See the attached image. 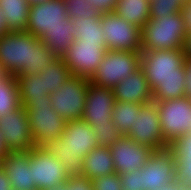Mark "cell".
<instances>
[{"instance_id":"7","label":"cell","mask_w":191,"mask_h":190,"mask_svg":"<svg viewBox=\"0 0 191 190\" xmlns=\"http://www.w3.org/2000/svg\"><path fill=\"white\" fill-rule=\"evenodd\" d=\"M165 144L169 147L183 134L191 133V97L155 101Z\"/></svg>"},{"instance_id":"11","label":"cell","mask_w":191,"mask_h":190,"mask_svg":"<svg viewBox=\"0 0 191 190\" xmlns=\"http://www.w3.org/2000/svg\"><path fill=\"white\" fill-rule=\"evenodd\" d=\"M126 136L139 142L141 145L150 147L154 151L169 148L163 139L162 127L155 101L143 105L139 114L135 116L133 129Z\"/></svg>"},{"instance_id":"48","label":"cell","mask_w":191,"mask_h":190,"mask_svg":"<svg viewBox=\"0 0 191 190\" xmlns=\"http://www.w3.org/2000/svg\"><path fill=\"white\" fill-rule=\"evenodd\" d=\"M2 167V158H0V169Z\"/></svg>"},{"instance_id":"29","label":"cell","mask_w":191,"mask_h":190,"mask_svg":"<svg viewBox=\"0 0 191 190\" xmlns=\"http://www.w3.org/2000/svg\"><path fill=\"white\" fill-rule=\"evenodd\" d=\"M186 0H150V19H161L181 12Z\"/></svg>"},{"instance_id":"36","label":"cell","mask_w":191,"mask_h":190,"mask_svg":"<svg viewBox=\"0 0 191 190\" xmlns=\"http://www.w3.org/2000/svg\"><path fill=\"white\" fill-rule=\"evenodd\" d=\"M65 190H93L92 180L83 175L69 176Z\"/></svg>"},{"instance_id":"12","label":"cell","mask_w":191,"mask_h":190,"mask_svg":"<svg viewBox=\"0 0 191 190\" xmlns=\"http://www.w3.org/2000/svg\"><path fill=\"white\" fill-rule=\"evenodd\" d=\"M139 172L141 190H156L176 181V158L169 148L154 151Z\"/></svg>"},{"instance_id":"44","label":"cell","mask_w":191,"mask_h":190,"mask_svg":"<svg viewBox=\"0 0 191 190\" xmlns=\"http://www.w3.org/2000/svg\"><path fill=\"white\" fill-rule=\"evenodd\" d=\"M9 152L10 151L6 147L3 136L0 131V158L3 159Z\"/></svg>"},{"instance_id":"32","label":"cell","mask_w":191,"mask_h":190,"mask_svg":"<svg viewBox=\"0 0 191 190\" xmlns=\"http://www.w3.org/2000/svg\"><path fill=\"white\" fill-rule=\"evenodd\" d=\"M169 149L176 160H191V133L183 134Z\"/></svg>"},{"instance_id":"28","label":"cell","mask_w":191,"mask_h":190,"mask_svg":"<svg viewBox=\"0 0 191 190\" xmlns=\"http://www.w3.org/2000/svg\"><path fill=\"white\" fill-rule=\"evenodd\" d=\"M20 105L16 76L8 74L0 81V117L11 113Z\"/></svg>"},{"instance_id":"16","label":"cell","mask_w":191,"mask_h":190,"mask_svg":"<svg viewBox=\"0 0 191 190\" xmlns=\"http://www.w3.org/2000/svg\"><path fill=\"white\" fill-rule=\"evenodd\" d=\"M115 173L134 172L148 161L153 149L124 135L110 147Z\"/></svg>"},{"instance_id":"24","label":"cell","mask_w":191,"mask_h":190,"mask_svg":"<svg viewBox=\"0 0 191 190\" xmlns=\"http://www.w3.org/2000/svg\"><path fill=\"white\" fill-rule=\"evenodd\" d=\"M71 21L74 26L75 40L82 43H100L107 50L100 18H74Z\"/></svg>"},{"instance_id":"38","label":"cell","mask_w":191,"mask_h":190,"mask_svg":"<svg viewBox=\"0 0 191 190\" xmlns=\"http://www.w3.org/2000/svg\"><path fill=\"white\" fill-rule=\"evenodd\" d=\"M185 66V86L186 96L191 97V59L187 58L184 61Z\"/></svg>"},{"instance_id":"8","label":"cell","mask_w":191,"mask_h":190,"mask_svg":"<svg viewBox=\"0 0 191 190\" xmlns=\"http://www.w3.org/2000/svg\"><path fill=\"white\" fill-rule=\"evenodd\" d=\"M89 83L88 78L72 75L50 95L52 109L66 122L82 119Z\"/></svg>"},{"instance_id":"2","label":"cell","mask_w":191,"mask_h":190,"mask_svg":"<svg viewBox=\"0 0 191 190\" xmlns=\"http://www.w3.org/2000/svg\"><path fill=\"white\" fill-rule=\"evenodd\" d=\"M58 56L27 31H9L0 38V66L7 74H41Z\"/></svg>"},{"instance_id":"37","label":"cell","mask_w":191,"mask_h":190,"mask_svg":"<svg viewBox=\"0 0 191 190\" xmlns=\"http://www.w3.org/2000/svg\"><path fill=\"white\" fill-rule=\"evenodd\" d=\"M94 8L102 14L107 12H114L117 0H87Z\"/></svg>"},{"instance_id":"5","label":"cell","mask_w":191,"mask_h":190,"mask_svg":"<svg viewBox=\"0 0 191 190\" xmlns=\"http://www.w3.org/2000/svg\"><path fill=\"white\" fill-rule=\"evenodd\" d=\"M27 112L35 146L46 147L62 137L66 120L52 109L51 96L46 101H20Z\"/></svg>"},{"instance_id":"3","label":"cell","mask_w":191,"mask_h":190,"mask_svg":"<svg viewBox=\"0 0 191 190\" xmlns=\"http://www.w3.org/2000/svg\"><path fill=\"white\" fill-rule=\"evenodd\" d=\"M95 131L83 119L66 122L62 137L46 147L61 161L70 175H81L84 157L99 144Z\"/></svg>"},{"instance_id":"43","label":"cell","mask_w":191,"mask_h":190,"mask_svg":"<svg viewBox=\"0 0 191 190\" xmlns=\"http://www.w3.org/2000/svg\"><path fill=\"white\" fill-rule=\"evenodd\" d=\"M156 190H186L185 187L179 184V182L174 181L173 183L160 187Z\"/></svg>"},{"instance_id":"34","label":"cell","mask_w":191,"mask_h":190,"mask_svg":"<svg viewBox=\"0 0 191 190\" xmlns=\"http://www.w3.org/2000/svg\"><path fill=\"white\" fill-rule=\"evenodd\" d=\"M176 181L185 189L191 188V160H176Z\"/></svg>"},{"instance_id":"39","label":"cell","mask_w":191,"mask_h":190,"mask_svg":"<svg viewBox=\"0 0 191 190\" xmlns=\"http://www.w3.org/2000/svg\"><path fill=\"white\" fill-rule=\"evenodd\" d=\"M187 32L191 30V0L186 1L181 10Z\"/></svg>"},{"instance_id":"9","label":"cell","mask_w":191,"mask_h":190,"mask_svg":"<svg viewBox=\"0 0 191 190\" xmlns=\"http://www.w3.org/2000/svg\"><path fill=\"white\" fill-rule=\"evenodd\" d=\"M102 34L107 50L141 52V29L115 12L101 14Z\"/></svg>"},{"instance_id":"13","label":"cell","mask_w":191,"mask_h":190,"mask_svg":"<svg viewBox=\"0 0 191 190\" xmlns=\"http://www.w3.org/2000/svg\"><path fill=\"white\" fill-rule=\"evenodd\" d=\"M106 49L100 43H82L74 40L62 59L71 75L90 78L105 55Z\"/></svg>"},{"instance_id":"31","label":"cell","mask_w":191,"mask_h":190,"mask_svg":"<svg viewBox=\"0 0 191 190\" xmlns=\"http://www.w3.org/2000/svg\"><path fill=\"white\" fill-rule=\"evenodd\" d=\"M95 131L96 141L99 146L110 148L114 145L121 137L124 135L116 128L113 121L109 123L108 126H98L95 125L92 127Z\"/></svg>"},{"instance_id":"17","label":"cell","mask_w":191,"mask_h":190,"mask_svg":"<svg viewBox=\"0 0 191 190\" xmlns=\"http://www.w3.org/2000/svg\"><path fill=\"white\" fill-rule=\"evenodd\" d=\"M115 96L112 89L89 83L82 119L91 127L108 126L112 121Z\"/></svg>"},{"instance_id":"15","label":"cell","mask_w":191,"mask_h":190,"mask_svg":"<svg viewBox=\"0 0 191 190\" xmlns=\"http://www.w3.org/2000/svg\"><path fill=\"white\" fill-rule=\"evenodd\" d=\"M69 20L65 1L49 0L30 6L25 31L40 39L49 29L64 26Z\"/></svg>"},{"instance_id":"45","label":"cell","mask_w":191,"mask_h":190,"mask_svg":"<svg viewBox=\"0 0 191 190\" xmlns=\"http://www.w3.org/2000/svg\"><path fill=\"white\" fill-rule=\"evenodd\" d=\"M27 1H28L29 5L32 6V5L42 4L49 0H27Z\"/></svg>"},{"instance_id":"47","label":"cell","mask_w":191,"mask_h":190,"mask_svg":"<svg viewBox=\"0 0 191 190\" xmlns=\"http://www.w3.org/2000/svg\"><path fill=\"white\" fill-rule=\"evenodd\" d=\"M8 74L4 71L3 67L0 66V81L3 80Z\"/></svg>"},{"instance_id":"46","label":"cell","mask_w":191,"mask_h":190,"mask_svg":"<svg viewBox=\"0 0 191 190\" xmlns=\"http://www.w3.org/2000/svg\"><path fill=\"white\" fill-rule=\"evenodd\" d=\"M66 188V182L62 183L60 185L54 186L53 188L49 189V190H65Z\"/></svg>"},{"instance_id":"40","label":"cell","mask_w":191,"mask_h":190,"mask_svg":"<svg viewBox=\"0 0 191 190\" xmlns=\"http://www.w3.org/2000/svg\"><path fill=\"white\" fill-rule=\"evenodd\" d=\"M0 190H12L10 181L3 169H0Z\"/></svg>"},{"instance_id":"26","label":"cell","mask_w":191,"mask_h":190,"mask_svg":"<svg viewBox=\"0 0 191 190\" xmlns=\"http://www.w3.org/2000/svg\"><path fill=\"white\" fill-rule=\"evenodd\" d=\"M70 76L72 75L64 63L62 56H58L40 74V77L44 80L45 94L50 96L52 93H55Z\"/></svg>"},{"instance_id":"4","label":"cell","mask_w":191,"mask_h":190,"mask_svg":"<svg viewBox=\"0 0 191 190\" xmlns=\"http://www.w3.org/2000/svg\"><path fill=\"white\" fill-rule=\"evenodd\" d=\"M186 34L181 12L149 19L141 29V51L183 49Z\"/></svg>"},{"instance_id":"19","label":"cell","mask_w":191,"mask_h":190,"mask_svg":"<svg viewBox=\"0 0 191 190\" xmlns=\"http://www.w3.org/2000/svg\"><path fill=\"white\" fill-rule=\"evenodd\" d=\"M115 101L148 104L153 101L152 90L141 67L113 87Z\"/></svg>"},{"instance_id":"22","label":"cell","mask_w":191,"mask_h":190,"mask_svg":"<svg viewBox=\"0 0 191 190\" xmlns=\"http://www.w3.org/2000/svg\"><path fill=\"white\" fill-rule=\"evenodd\" d=\"M40 40L52 53L62 56L75 40L74 26L71 19L64 26L49 29Z\"/></svg>"},{"instance_id":"20","label":"cell","mask_w":191,"mask_h":190,"mask_svg":"<svg viewBox=\"0 0 191 190\" xmlns=\"http://www.w3.org/2000/svg\"><path fill=\"white\" fill-rule=\"evenodd\" d=\"M114 173L115 168L110 148L98 145L83 159L81 175L90 180Z\"/></svg>"},{"instance_id":"33","label":"cell","mask_w":191,"mask_h":190,"mask_svg":"<svg viewBox=\"0 0 191 190\" xmlns=\"http://www.w3.org/2000/svg\"><path fill=\"white\" fill-rule=\"evenodd\" d=\"M93 190H123L117 173L100 176L92 180Z\"/></svg>"},{"instance_id":"35","label":"cell","mask_w":191,"mask_h":190,"mask_svg":"<svg viewBox=\"0 0 191 190\" xmlns=\"http://www.w3.org/2000/svg\"><path fill=\"white\" fill-rule=\"evenodd\" d=\"M120 181L123 190H141V173L139 170L120 174Z\"/></svg>"},{"instance_id":"30","label":"cell","mask_w":191,"mask_h":190,"mask_svg":"<svg viewBox=\"0 0 191 190\" xmlns=\"http://www.w3.org/2000/svg\"><path fill=\"white\" fill-rule=\"evenodd\" d=\"M67 14L70 19L74 18H100L101 12L94 8L87 0H64Z\"/></svg>"},{"instance_id":"18","label":"cell","mask_w":191,"mask_h":190,"mask_svg":"<svg viewBox=\"0 0 191 190\" xmlns=\"http://www.w3.org/2000/svg\"><path fill=\"white\" fill-rule=\"evenodd\" d=\"M3 171L10 181L12 190H36L30 170L29 151L9 152L2 159Z\"/></svg>"},{"instance_id":"27","label":"cell","mask_w":191,"mask_h":190,"mask_svg":"<svg viewBox=\"0 0 191 190\" xmlns=\"http://www.w3.org/2000/svg\"><path fill=\"white\" fill-rule=\"evenodd\" d=\"M144 104L115 101L113 106L112 121L116 128L127 135L133 129L135 116L139 114Z\"/></svg>"},{"instance_id":"6","label":"cell","mask_w":191,"mask_h":190,"mask_svg":"<svg viewBox=\"0 0 191 190\" xmlns=\"http://www.w3.org/2000/svg\"><path fill=\"white\" fill-rule=\"evenodd\" d=\"M141 52L106 50L102 62L88 79L97 87L113 89L140 67Z\"/></svg>"},{"instance_id":"23","label":"cell","mask_w":191,"mask_h":190,"mask_svg":"<svg viewBox=\"0 0 191 190\" xmlns=\"http://www.w3.org/2000/svg\"><path fill=\"white\" fill-rule=\"evenodd\" d=\"M0 8L10 31H25L30 9L27 0H0Z\"/></svg>"},{"instance_id":"41","label":"cell","mask_w":191,"mask_h":190,"mask_svg":"<svg viewBox=\"0 0 191 190\" xmlns=\"http://www.w3.org/2000/svg\"><path fill=\"white\" fill-rule=\"evenodd\" d=\"M183 51L186 57L191 59V30L188 31L186 34V40L184 42Z\"/></svg>"},{"instance_id":"42","label":"cell","mask_w":191,"mask_h":190,"mask_svg":"<svg viewBox=\"0 0 191 190\" xmlns=\"http://www.w3.org/2000/svg\"><path fill=\"white\" fill-rule=\"evenodd\" d=\"M4 15L5 13L0 8V38L10 31L6 25Z\"/></svg>"},{"instance_id":"10","label":"cell","mask_w":191,"mask_h":190,"mask_svg":"<svg viewBox=\"0 0 191 190\" xmlns=\"http://www.w3.org/2000/svg\"><path fill=\"white\" fill-rule=\"evenodd\" d=\"M29 154L32 180L37 189L49 190L68 180L70 175L47 147L36 146Z\"/></svg>"},{"instance_id":"14","label":"cell","mask_w":191,"mask_h":190,"mask_svg":"<svg viewBox=\"0 0 191 190\" xmlns=\"http://www.w3.org/2000/svg\"><path fill=\"white\" fill-rule=\"evenodd\" d=\"M0 131L10 152L30 151L36 147L27 112L22 105L0 117Z\"/></svg>"},{"instance_id":"1","label":"cell","mask_w":191,"mask_h":190,"mask_svg":"<svg viewBox=\"0 0 191 190\" xmlns=\"http://www.w3.org/2000/svg\"><path fill=\"white\" fill-rule=\"evenodd\" d=\"M183 49L141 51L140 67L152 90L153 101L186 95Z\"/></svg>"},{"instance_id":"25","label":"cell","mask_w":191,"mask_h":190,"mask_svg":"<svg viewBox=\"0 0 191 190\" xmlns=\"http://www.w3.org/2000/svg\"><path fill=\"white\" fill-rule=\"evenodd\" d=\"M20 101H46L45 84L40 74L16 76Z\"/></svg>"},{"instance_id":"21","label":"cell","mask_w":191,"mask_h":190,"mask_svg":"<svg viewBox=\"0 0 191 190\" xmlns=\"http://www.w3.org/2000/svg\"><path fill=\"white\" fill-rule=\"evenodd\" d=\"M114 12L126 22L142 29L150 19L149 0H117Z\"/></svg>"}]
</instances>
